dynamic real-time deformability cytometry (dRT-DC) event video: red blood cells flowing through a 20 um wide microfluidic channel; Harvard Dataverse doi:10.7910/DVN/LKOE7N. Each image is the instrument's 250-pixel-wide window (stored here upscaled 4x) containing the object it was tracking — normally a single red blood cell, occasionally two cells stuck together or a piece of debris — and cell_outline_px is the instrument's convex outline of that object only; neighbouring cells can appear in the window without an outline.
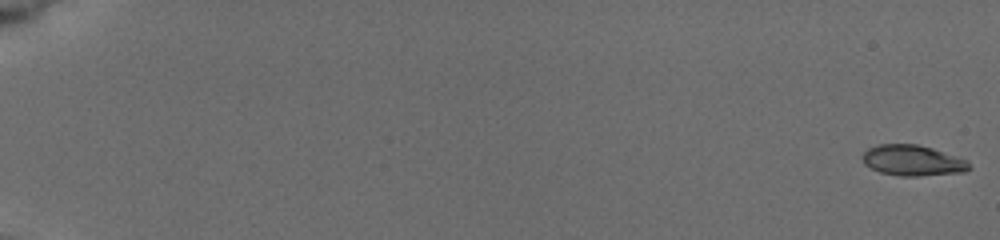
{"species": "common noctule bat (a hibernating species)", "species_latin": "Nyctalus noctula", "temperature_condition": "cold", "stored_images_in_passage": 118, "camera_frame_rate_fps": 3000, "um_per_image_px": 0.085, "animal": {"sex": "female", "body_mass_g": 19.5, "forearm_length_mm": 54.1}, "frame": {"image": 1, "passage_image": 1, "time_ms": 0.0, "image_size_px": [1000, 240], "cell_outline_px": [[972, 168], [964, 172], [920, 176], [900, 176], [880, 172], [864, 164], [860, 156], [868, 148], [876, 144], [916, 144], [932, 148], [968, 160]], "centroid_in_image_um": [77.57, 13.64], "position_along_channel_um": 7.4, "area_um2": 19.25}}
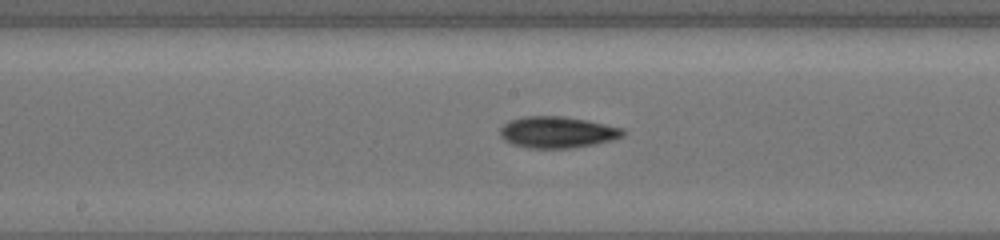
{"frame": {"image": 2, "passage_image": 62, "time_ms": 10.333, "image_size_px": [1000, 240], "cell_outline_px": [[624, 136], [612, 140], [592, 144], [568, 148], [528, 148], [512, 144], [504, 140], [500, 136], [500, 128], [508, 120], [524, 116], [564, 116], [624, 128]], "centroid_in_image_um": [47.33, 11.23], "position_along_channel_um": 200.9, "area_um2": 22.43}}
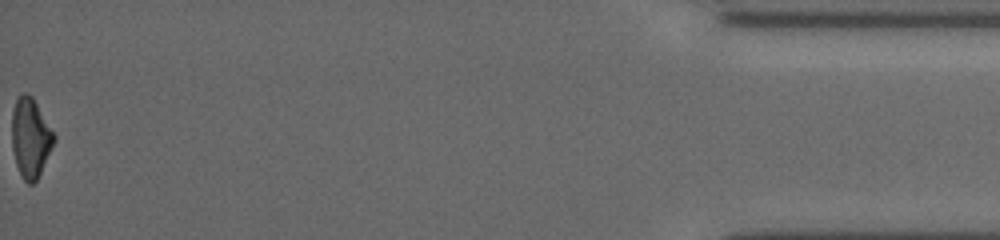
{"frame": {"image": 3, "passage_image": 117, "time_ms": 18.333, "image_size_px": [1000, 240], "cell_outline_px": [[56, 140], [36, 180], [32, 184], [28, 184], [24, 180], [16, 164], [12, 148], [12, 108], [16, 100], [24, 92], [28, 92], [32, 96], [56, 136]], "centroid_in_image_um": [2.59, 11.69], "position_along_channel_um": 432.6, "area_um2": 19.36}, "authors_computed_cell_mechanics": {"area_um2": 19.7676, "velocity_mm_per_s": 3.9037, "shape_relaxation_time_tau1_ms": 3.4392, "shape_relaxation_time_tau2_ms": null, "deformation_change_tau1": 0.1239, "deformation_change_tau2": null}}